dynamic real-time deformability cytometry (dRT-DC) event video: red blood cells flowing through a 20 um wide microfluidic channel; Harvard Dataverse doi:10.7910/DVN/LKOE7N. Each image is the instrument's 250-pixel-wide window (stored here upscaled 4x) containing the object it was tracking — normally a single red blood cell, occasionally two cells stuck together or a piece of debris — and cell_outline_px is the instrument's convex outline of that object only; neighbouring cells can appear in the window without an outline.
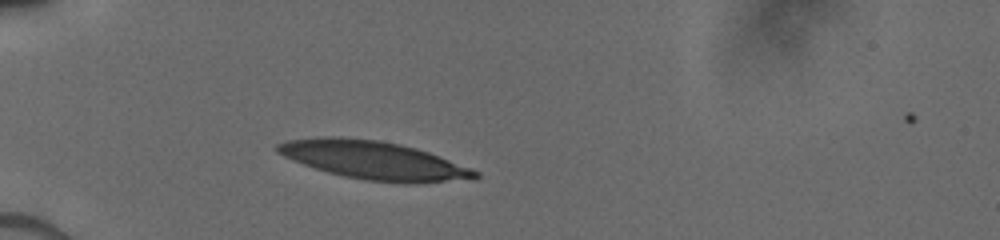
{"species": "human", "species_latin": "Homo sapiens", "temperature_condition": "cold", "stored_images_in_passage": 11, "camera_frame_rate_fps": 3000, "um_per_image_px": 0.085, "donor": {"sex": "male"}, "frame": {"image": 1, "passage_image": 2, "time_ms": 1.0, "image_size_px": [1000, 240], "cell_outline_px": [[480, 176], [476, 180], [416, 184], [404, 184], [364, 180], [344, 176], [328, 172], [292, 160], [276, 152], [276, 144], [284, 140], [324, 136], [332, 136], [376, 140], [400, 144], [416, 148], [428, 152], [472, 168], [480, 172]], "centroid_in_image_um": [31.84, 13.65], "position_along_channel_um": 53.2, "area_um2": 44.62}}
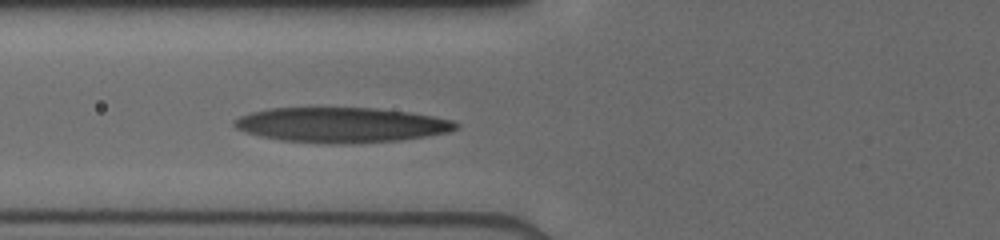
{"frame": {"image": 2, "passage_image": 7, "time_ms": 2.667, "image_size_px": [1000, 240], "cell_outline_px": [[460, 128], [448, 132], [400, 140], [332, 144], [328, 144], [284, 140], [260, 136], [244, 132], [236, 128], [232, 124], [232, 120], [240, 116], [252, 112], [268, 108], [376, 108], [408, 112], [432, 116], [452, 120], [460, 124]], "centroid_in_image_um": [28.99, 10.61], "position_along_channel_um": 96.8, "area_um2": 45.08}}
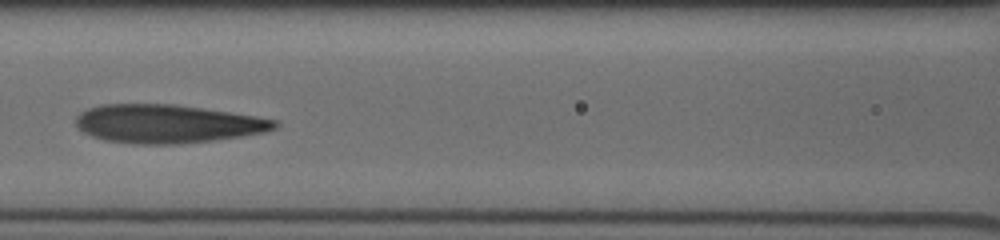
{"frame": {"image": 3, "passage_image": 10, "time_ms": 4.0, "image_size_px": [1000, 240], "cell_outline_px": [[280, 124], [276, 128], [264, 132], [244, 136], [212, 140], [176, 144], [132, 144], [104, 140], [92, 136], [84, 132], [76, 124], [76, 116], [80, 112], [88, 108], [100, 104], [172, 104], [256, 116], [280, 120]], "centroid_in_image_um": [14.23, 10.52], "position_along_channel_um": 152.4, "area_um2": 44.56}}